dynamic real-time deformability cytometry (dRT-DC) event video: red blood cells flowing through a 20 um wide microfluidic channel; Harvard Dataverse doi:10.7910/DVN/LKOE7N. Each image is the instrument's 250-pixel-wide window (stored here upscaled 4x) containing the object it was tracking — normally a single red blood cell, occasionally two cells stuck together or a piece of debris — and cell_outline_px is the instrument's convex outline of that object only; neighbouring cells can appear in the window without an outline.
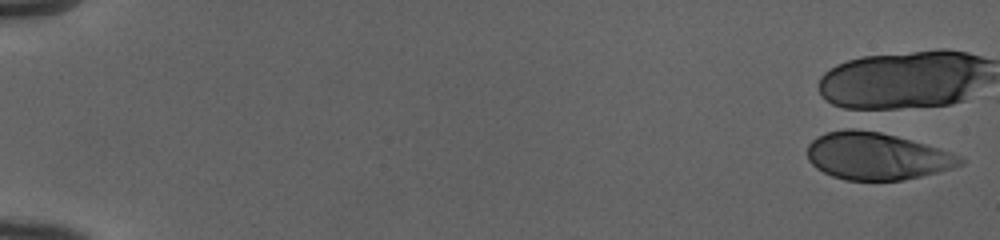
{"species": "human", "species_latin": "Homo sapiens", "temperature_condition": "cold", "stored_images_in_passage": 1, "camera_frame_rate_fps": 3000, "um_per_image_px": 0.085, "donor": {"sex": "female"}, "frame": {"image": 1, "passage_image": 1, "time_ms": 0.0, "image_size_px": [1000, 240], "cell_outline_px": [[964, 164], [952, 168], [904, 180], [844, 180], [832, 176], [816, 168], [808, 160], [808, 144], [816, 136], [828, 132], [848, 128], [852, 128], [880, 132], [896, 136], [940, 148], [952, 152], [960, 156], [964, 160]], "centroid_in_image_um": [74.51, 13.27], "position_along_channel_um": 10.5, "area_um2": 41.96}}